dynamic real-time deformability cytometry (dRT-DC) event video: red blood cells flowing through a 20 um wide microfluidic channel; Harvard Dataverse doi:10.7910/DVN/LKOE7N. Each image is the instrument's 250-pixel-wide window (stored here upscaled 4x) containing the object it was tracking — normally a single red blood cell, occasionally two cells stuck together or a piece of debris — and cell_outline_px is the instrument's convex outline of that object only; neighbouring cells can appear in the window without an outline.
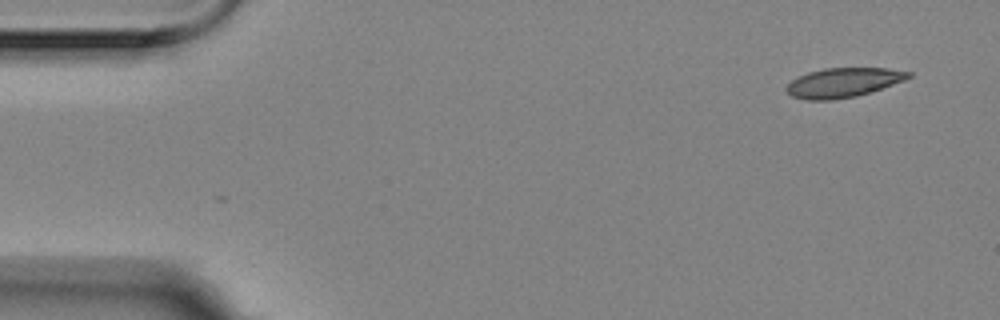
{"species": "Egyptian fruit bat (a non-hibernating species)", "species_latin": "Rousettus aegyptiacus", "temperature_condition": "room temperature", "stored_images_in_passage": 11, "camera_frame_rate_fps": 3000, "um_per_image_px": 0.085, "animal": {"sex": "female"}, "frame": {"image": 1, "passage_image": 1, "time_ms": 0.0, "image_size_px": [1000, 320], "cell_outline_px": [[912, 76], [904, 80], [856, 96], [832, 100], [808, 100], [792, 96], [784, 88], [792, 80], [808, 72], [824, 68], [888, 68], [912, 72]], "centroid_in_image_um": [71.66, 7.01], "position_along_channel_um": 13.3, "area_um2": 20.69}}